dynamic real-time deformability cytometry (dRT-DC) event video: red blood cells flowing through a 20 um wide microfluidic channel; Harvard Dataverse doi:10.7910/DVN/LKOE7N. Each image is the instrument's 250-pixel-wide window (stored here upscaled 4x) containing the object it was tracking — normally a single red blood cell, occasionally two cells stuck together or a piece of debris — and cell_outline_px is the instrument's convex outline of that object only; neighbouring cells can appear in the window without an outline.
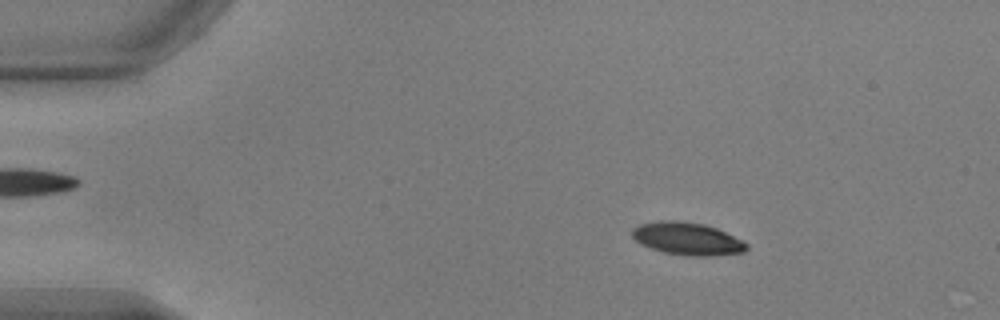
{"species": "common noctule bat (a hibernating species)", "species_latin": "Nyctalus noctula", "temperature_condition": "warm", "stored_images_in_passage": 52, "camera_frame_rate_fps": 3000, "um_per_image_px": 0.085, "animal": {"sex": "male", "body_mass_g": 17.9, "forearm_length_mm": 54.2}, "frame": {"image": 1, "passage_image": 8, "time_ms": 2.333, "image_size_px": [1000, 320], "cell_outline_px": [[748, 248], [744, 252], [712, 256], [688, 256], [664, 252], [640, 244], [632, 236], [632, 228], [640, 224], [660, 220], [680, 220], [704, 224], [716, 228], [744, 240], [748, 244]], "centroid_in_image_um": [58.44, 20.28], "position_along_channel_um": 26.6, "area_um2": 21.91}}
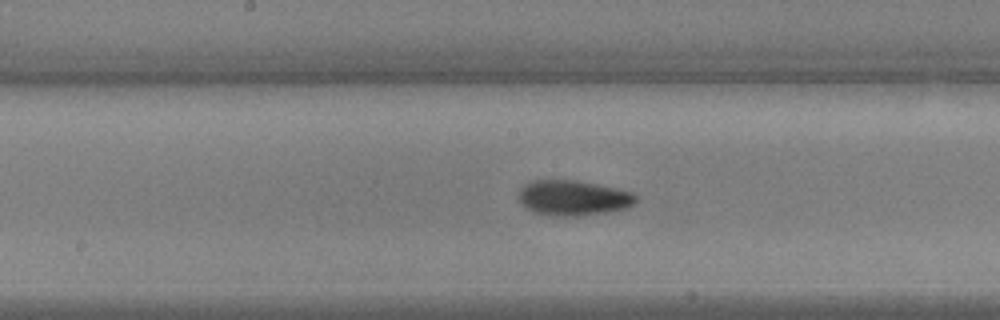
{"frame": {"image": 2, "passage_image": 27, "time_ms": 8.667, "image_size_px": [1000, 320], "cell_outline_px": [[640, 200], [636, 204], [628, 208], [608, 212], [580, 216], [552, 216], [532, 212], [524, 208], [520, 204], [520, 188], [524, 184], [532, 180], [576, 180], [616, 188], [632, 192]], "centroid_in_image_um": [48.74, 16.83], "position_along_channel_um": 199.5, "area_um2": 24.51}}
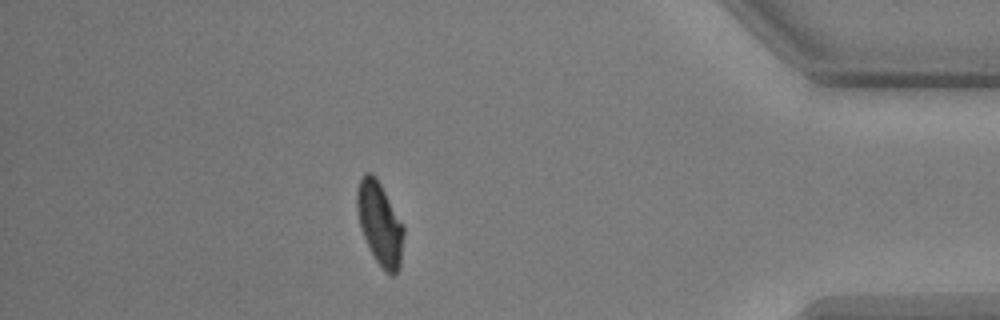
{"frame": {"image": 3, "passage_image": 46, "time_ms": 15.0, "image_size_px": [1000, 320], "cell_outline_px": [[404, 232], [400, 268], [396, 276], [392, 276], [384, 272], [376, 260], [360, 228], [356, 208], [356, 192], [360, 176], [364, 172], [372, 172], [376, 176], [404, 224]], "centroid_in_image_um": [32.29, 18.98], "position_along_channel_um": 402.9, "area_um2": 23.0}, "authors_computed_cell_mechanics": {"area_um2": 22.7443, "velocity_mm_per_s": 3.8323, "shape_relaxation_time_tau1_ms": 3.7428, "shape_relaxation_time_tau2_ms": 2.3025, "deformation_change_tau1": 0.1468, "deformation_change_tau2": 0.0652}}